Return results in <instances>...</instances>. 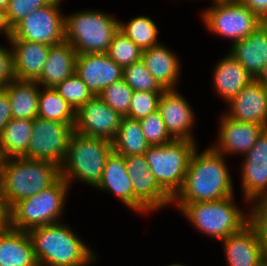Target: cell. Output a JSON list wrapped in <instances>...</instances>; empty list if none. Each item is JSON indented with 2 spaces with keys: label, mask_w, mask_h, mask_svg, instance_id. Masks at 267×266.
Returning a JSON list of instances; mask_svg holds the SVG:
<instances>
[{
  "label": "cell",
  "mask_w": 267,
  "mask_h": 266,
  "mask_svg": "<svg viewBox=\"0 0 267 266\" xmlns=\"http://www.w3.org/2000/svg\"><path fill=\"white\" fill-rule=\"evenodd\" d=\"M146 141L152 145L167 144L174 139L166 129L158 110L139 120Z\"/></svg>",
  "instance_id": "36"
},
{
  "label": "cell",
  "mask_w": 267,
  "mask_h": 266,
  "mask_svg": "<svg viewBox=\"0 0 267 266\" xmlns=\"http://www.w3.org/2000/svg\"><path fill=\"white\" fill-rule=\"evenodd\" d=\"M263 245V258L267 260V233H260Z\"/></svg>",
  "instance_id": "45"
},
{
  "label": "cell",
  "mask_w": 267,
  "mask_h": 266,
  "mask_svg": "<svg viewBox=\"0 0 267 266\" xmlns=\"http://www.w3.org/2000/svg\"><path fill=\"white\" fill-rule=\"evenodd\" d=\"M221 243L228 266H255L263 258L261 234L252 219Z\"/></svg>",
  "instance_id": "19"
},
{
  "label": "cell",
  "mask_w": 267,
  "mask_h": 266,
  "mask_svg": "<svg viewBox=\"0 0 267 266\" xmlns=\"http://www.w3.org/2000/svg\"><path fill=\"white\" fill-rule=\"evenodd\" d=\"M15 79L12 47L10 45L8 48L0 44V90L5 89Z\"/></svg>",
  "instance_id": "39"
},
{
  "label": "cell",
  "mask_w": 267,
  "mask_h": 266,
  "mask_svg": "<svg viewBox=\"0 0 267 266\" xmlns=\"http://www.w3.org/2000/svg\"><path fill=\"white\" fill-rule=\"evenodd\" d=\"M197 144L196 141L174 139L167 144L152 145L144 153L155 179L172 198L183 187Z\"/></svg>",
  "instance_id": "8"
},
{
  "label": "cell",
  "mask_w": 267,
  "mask_h": 266,
  "mask_svg": "<svg viewBox=\"0 0 267 266\" xmlns=\"http://www.w3.org/2000/svg\"><path fill=\"white\" fill-rule=\"evenodd\" d=\"M121 119L119 113L95 95L76 111L74 131L85 136L113 141Z\"/></svg>",
  "instance_id": "14"
},
{
  "label": "cell",
  "mask_w": 267,
  "mask_h": 266,
  "mask_svg": "<svg viewBox=\"0 0 267 266\" xmlns=\"http://www.w3.org/2000/svg\"><path fill=\"white\" fill-rule=\"evenodd\" d=\"M167 266H185V265H183V264H178V263L176 264V263H175V264H170V265H167ZM186 266H187V265H186Z\"/></svg>",
  "instance_id": "50"
},
{
  "label": "cell",
  "mask_w": 267,
  "mask_h": 266,
  "mask_svg": "<svg viewBox=\"0 0 267 266\" xmlns=\"http://www.w3.org/2000/svg\"><path fill=\"white\" fill-rule=\"evenodd\" d=\"M112 151V141L74 131L69 139L67 155L60 166V177L70 188L74 180L94 188L101 179L107 157Z\"/></svg>",
  "instance_id": "5"
},
{
  "label": "cell",
  "mask_w": 267,
  "mask_h": 266,
  "mask_svg": "<svg viewBox=\"0 0 267 266\" xmlns=\"http://www.w3.org/2000/svg\"><path fill=\"white\" fill-rule=\"evenodd\" d=\"M63 222L28 231L39 266H91L96 263L99 255Z\"/></svg>",
  "instance_id": "2"
},
{
  "label": "cell",
  "mask_w": 267,
  "mask_h": 266,
  "mask_svg": "<svg viewBox=\"0 0 267 266\" xmlns=\"http://www.w3.org/2000/svg\"><path fill=\"white\" fill-rule=\"evenodd\" d=\"M255 266H267V260L262 258V260L259 261Z\"/></svg>",
  "instance_id": "49"
},
{
  "label": "cell",
  "mask_w": 267,
  "mask_h": 266,
  "mask_svg": "<svg viewBox=\"0 0 267 266\" xmlns=\"http://www.w3.org/2000/svg\"><path fill=\"white\" fill-rule=\"evenodd\" d=\"M217 141L211 146L224 155H245L255 144L257 138L265 129L254 123L239 122L226 116L220 117Z\"/></svg>",
  "instance_id": "18"
},
{
  "label": "cell",
  "mask_w": 267,
  "mask_h": 266,
  "mask_svg": "<svg viewBox=\"0 0 267 266\" xmlns=\"http://www.w3.org/2000/svg\"><path fill=\"white\" fill-rule=\"evenodd\" d=\"M74 124L37 116L33 119L31 140L23 157L47 160L61 166L68 152L69 139L74 133Z\"/></svg>",
  "instance_id": "12"
},
{
  "label": "cell",
  "mask_w": 267,
  "mask_h": 266,
  "mask_svg": "<svg viewBox=\"0 0 267 266\" xmlns=\"http://www.w3.org/2000/svg\"><path fill=\"white\" fill-rule=\"evenodd\" d=\"M0 266H39L28 231H0Z\"/></svg>",
  "instance_id": "25"
},
{
  "label": "cell",
  "mask_w": 267,
  "mask_h": 266,
  "mask_svg": "<svg viewBox=\"0 0 267 266\" xmlns=\"http://www.w3.org/2000/svg\"><path fill=\"white\" fill-rule=\"evenodd\" d=\"M75 73L87 85L93 95L112 83L123 79V67L115 63L106 53L77 54Z\"/></svg>",
  "instance_id": "16"
},
{
  "label": "cell",
  "mask_w": 267,
  "mask_h": 266,
  "mask_svg": "<svg viewBox=\"0 0 267 266\" xmlns=\"http://www.w3.org/2000/svg\"><path fill=\"white\" fill-rule=\"evenodd\" d=\"M62 0H54L43 8L33 10L12 28L11 39L55 45L65 41V14Z\"/></svg>",
  "instance_id": "11"
},
{
  "label": "cell",
  "mask_w": 267,
  "mask_h": 266,
  "mask_svg": "<svg viewBox=\"0 0 267 266\" xmlns=\"http://www.w3.org/2000/svg\"><path fill=\"white\" fill-rule=\"evenodd\" d=\"M119 21L103 10L69 13L65 15V41L77 54L106 53L119 30Z\"/></svg>",
  "instance_id": "6"
},
{
  "label": "cell",
  "mask_w": 267,
  "mask_h": 266,
  "mask_svg": "<svg viewBox=\"0 0 267 266\" xmlns=\"http://www.w3.org/2000/svg\"><path fill=\"white\" fill-rule=\"evenodd\" d=\"M224 113L233 120L267 128V93L260 79H254L228 102Z\"/></svg>",
  "instance_id": "17"
},
{
  "label": "cell",
  "mask_w": 267,
  "mask_h": 266,
  "mask_svg": "<svg viewBox=\"0 0 267 266\" xmlns=\"http://www.w3.org/2000/svg\"><path fill=\"white\" fill-rule=\"evenodd\" d=\"M162 92L133 91L130 107L126 117L141 120L158 110Z\"/></svg>",
  "instance_id": "37"
},
{
  "label": "cell",
  "mask_w": 267,
  "mask_h": 266,
  "mask_svg": "<svg viewBox=\"0 0 267 266\" xmlns=\"http://www.w3.org/2000/svg\"><path fill=\"white\" fill-rule=\"evenodd\" d=\"M123 79L133 91L163 92L165 89L151 75L142 59L123 68Z\"/></svg>",
  "instance_id": "33"
},
{
  "label": "cell",
  "mask_w": 267,
  "mask_h": 266,
  "mask_svg": "<svg viewBox=\"0 0 267 266\" xmlns=\"http://www.w3.org/2000/svg\"><path fill=\"white\" fill-rule=\"evenodd\" d=\"M107 105L122 117H126L133 96V89L130 88L124 79L105 87L98 95Z\"/></svg>",
  "instance_id": "35"
},
{
  "label": "cell",
  "mask_w": 267,
  "mask_h": 266,
  "mask_svg": "<svg viewBox=\"0 0 267 266\" xmlns=\"http://www.w3.org/2000/svg\"><path fill=\"white\" fill-rule=\"evenodd\" d=\"M4 160H5V157H4L2 150H1V147H0V177H1V173H2Z\"/></svg>",
  "instance_id": "46"
},
{
  "label": "cell",
  "mask_w": 267,
  "mask_h": 266,
  "mask_svg": "<svg viewBox=\"0 0 267 266\" xmlns=\"http://www.w3.org/2000/svg\"><path fill=\"white\" fill-rule=\"evenodd\" d=\"M11 227V209L0 189V231Z\"/></svg>",
  "instance_id": "43"
},
{
  "label": "cell",
  "mask_w": 267,
  "mask_h": 266,
  "mask_svg": "<svg viewBox=\"0 0 267 266\" xmlns=\"http://www.w3.org/2000/svg\"><path fill=\"white\" fill-rule=\"evenodd\" d=\"M55 89L75 111L94 96L87 85L75 72L62 83H59Z\"/></svg>",
  "instance_id": "34"
},
{
  "label": "cell",
  "mask_w": 267,
  "mask_h": 266,
  "mask_svg": "<svg viewBox=\"0 0 267 266\" xmlns=\"http://www.w3.org/2000/svg\"><path fill=\"white\" fill-rule=\"evenodd\" d=\"M158 29L154 20L146 15L136 16L126 23L119 21V30L142 50L161 43L158 40Z\"/></svg>",
  "instance_id": "31"
},
{
  "label": "cell",
  "mask_w": 267,
  "mask_h": 266,
  "mask_svg": "<svg viewBox=\"0 0 267 266\" xmlns=\"http://www.w3.org/2000/svg\"><path fill=\"white\" fill-rule=\"evenodd\" d=\"M32 131L33 119L12 118L0 134L4 157H23L28 151Z\"/></svg>",
  "instance_id": "28"
},
{
  "label": "cell",
  "mask_w": 267,
  "mask_h": 266,
  "mask_svg": "<svg viewBox=\"0 0 267 266\" xmlns=\"http://www.w3.org/2000/svg\"><path fill=\"white\" fill-rule=\"evenodd\" d=\"M70 190V185L60 177L47 189L17 202L11 208V227L29 231L61 222Z\"/></svg>",
  "instance_id": "7"
},
{
  "label": "cell",
  "mask_w": 267,
  "mask_h": 266,
  "mask_svg": "<svg viewBox=\"0 0 267 266\" xmlns=\"http://www.w3.org/2000/svg\"><path fill=\"white\" fill-rule=\"evenodd\" d=\"M212 6L202 10L201 21L218 37L232 45L253 33L263 21L239 0H212Z\"/></svg>",
  "instance_id": "9"
},
{
  "label": "cell",
  "mask_w": 267,
  "mask_h": 266,
  "mask_svg": "<svg viewBox=\"0 0 267 266\" xmlns=\"http://www.w3.org/2000/svg\"><path fill=\"white\" fill-rule=\"evenodd\" d=\"M212 70L213 88L225 102L236 96L247 84L254 80L229 52L219 59Z\"/></svg>",
  "instance_id": "23"
},
{
  "label": "cell",
  "mask_w": 267,
  "mask_h": 266,
  "mask_svg": "<svg viewBox=\"0 0 267 266\" xmlns=\"http://www.w3.org/2000/svg\"><path fill=\"white\" fill-rule=\"evenodd\" d=\"M38 117L62 123H75L76 111L55 88L42 87L39 93Z\"/></svg>",
  "instance_id": "30"
},
{
  "label": "cell",
  "mask_w": 267,
  "mask_h": 266,
  "mask_svg": "<svg viewBox=\"0 0 267 266\" xmlns=\"http://www.w3.org/2000/svg\"><path fill=\"white\" fill-rule=\"evenodd\" d=\"M0 35H3L7 41H9L12 36V28L9 26L5 16V10L2 8H0Z\"/></svg>",
  "instance_id": "44"
},
{
  "label": "cell",
  "mask_w": 267,
  "mask_h": 266,
  "mask_svg": "<svg viewBox=\"0 0 267 266\" xmlns=\"http://www.w3.org/2000/svg\"><path fill=\"white\" fill-rule=\"evenodd\" d=\"M193 110L178 89L164 90L159 98L158 111L167 131L175 140L196 141L192 130L197 122Z\"/></svg>",
  "instance_id": "15"
},
{
  "label": "cell",
  "mask_w": 267,
  "mask_h": 266,
  "mask_svg": "<svg viewBox=\"0 0 267 266\" xmlns=\"http://www.w3.org/2000/svg\"><path fill=\"white\" fill-rule=\"evenodd\" d=\"M242 157L240 186L243 199L251 207L259 198L267 195V128Z\"/></svg>",
  "instance_id": "13"
},
{
  "label": "cell",
  "mask_w": 267,
  "mask_h": 266,
  "mask_svg": "<svg viewBox=\"0 0 267 266\" xmlns=\"http://www.w3.org/2000/svg\"><path fill=\"white\" fill-rule=\"evenodd\" d=\"M8 43L12 47L16 80L36 81L42 73L51 45L22 39H10Z\"/></svg>",
  "instance_id": "21"
},
{
  "label": "cell",
  "mask_w": 267,
  "mask_h": 266,
  "mask_svg": "<svg viewBox=\"0 0 267 266\" xmlns=\"http://www.w3.org/2000/svg\"><path fill=\"white\" fill-rule=\"evenodd\" d=\"M95 188L113 194L133 211V187L123 155L112 151L107 157L101 179Z\"/></svg>",
  "instance_id": "24"
},
{
  "label": "cell",
  "mask_w": 267,
  "mask_h": 266,
  "mask_svg": "<svg viewBox=\"0 0 267 266\" xmlns=\"http://www.w3.org/2000/svg\"><path fill=\"white\" fill-rule=\"evenodd\" d=\"M76 56L75 49L67 41L51 45L42 73L36 82L41 87L55 88L75 72Z\"/></svg>",
  "instance_id": "26"
},
{
  "label": "cell",
  "mask_w": 267,
  "mask_h": 266,
  "mask_svg": "<svg viewBox=\"0 0 267 266\" xmlns=\"http://www.w3.org/2000/svg\"><path fill=\"white\" fill-rule=\"evenodd\" d=\"M235 199L234 195L215 201L172 203V206L175 205L198 232L221 241L238 232L252 218L251 207L248 212L240 209Z\"/></svg>",
  "instance_id": "4"
},
{
  "label": "cell",
  "mask_w": 267,
  "mask_h": 266,
  "mask_svg": "<svg viewBox=\"0 0 267 266\" xmlns=\"http://www.w3.org/2000/svg\"><path fill=\"white\" fill-rule=\"evenodd\" d=\"M251 216L260 233H267V195L259 198L251 206Z\"/></svg>",
  "instance_id": "40"
},
{
  "label": "cell",
  "mask_w": 267,
  "mask_h": 266,
  "mask_svg": "<svg viewBox=\"0 0 267 266\" xmlns=\"http://www.w3.org/2000/svg\"><path fill=\"white\" fill-rule=\"evenodd\" d=\"M9 4V0H0V8L5 10L7 8V5Z\"/></svg>",
  "instance_id": "47"
},
{
  "label": "cell",
  "mask_w": 267,
  "mask_h": 266,
  "mask_svg": "<svg viewBox=\"0 0 267 266\" xmlns=\"http://www.w3.org/2000/svg\"><path fill=\"white\" fill-rule=\"evenodd\" d=\"M226 157L211 145L199 153L193 152L185 181L172 203H194L234 196V185Z\"/></svg>",
  "instance_id": "1"
},
{
  "label": "cell",
  "mask_w": 267,
  "mask_h": 266,
  "mask_svg": "<svg viewBox=\"0 0 267 266\" xmlns=\"http://www.w3.org/2000/svg\"><path fill=\"white\" fill-rule=\"evenodd\" d=\"M260 80L262 81V83H263V85H264V87H265V89H266V93H267V73H266V75H265L264 77H262Z\"/></svg>",
  "instance_id": "48"
},
{
  "label": "cell",
  "mask_w": 267,
  "mask_h": 266,
  "mask_svg": "<svg viewBox=\"0 0 267 266\" xmlns=\"http://www.w3.org/2000/svg\"><path fill=\"white\" fill-rule=\"evenodd\" d=\"M60 178V166L47 160L5 158L0 189L10 209L19 201L53 185Z\"/></svg>",
  "instance_id": "3"
},
{
  "label": "cell",
  "mask_w": 267,
  "mask_h": 266,
  "mask_svg": "<svg viewBox=\"0 0 267 266\" xmlns=\"http://www.w3.org/2000/svg\"><path fill=\"white\" fill-rule=\"evenodd\" d=\"M106 54L121 67L129 66L142 58V49L120 30L114 35Z\"/></svg>",
  "instance_id": "32"
},
{
  "label": "cell",
  "mask_w": 267,
  "mask_h": 266,
  "mask_svg": "<svg viewBox=\"0 0 267 266\" xmlns=\"http://www.w3.org/2000/svg\"><path fill=\"white\" fill-rule=\"evenodd\" d=\"M10 101L12 118L38 116L40 85L36 81L12 80L4 89Z\"/></svg>",
  "instance_id": "27"
},
{
  "label": "cell",
  "mask_w": 267,
  "mask_h": 266,
  "mask_svg": "<svg viewBox=\"0 0 267 266\" xmlns=\"http://www.w3.org/2000/svg\"><path fill=\"white\" fill-rule=\"evenodd\" d=\"M124 159L133 187V211L149 214L172 205L173 198L159 185L144 155Z\"/></svg>",
  "instance_id": "10"
},
{
  "label": "cell",
  "mask_w": 267,
  "mask_h": 266,
  "mask_svg": "<svg viewBox=\"0 0 267 266\" xmlns=\"http://www.w3.org/2000/svg\"><path fill=\"white\" fill-rule=\"evenodd\" d=\"M229 53L253 79L264 77L267 73V22H263L249 36L231 45Z\"/></svg>",
  "instance_id": "20"
},
{
  "label": "cell",
  "mask_w": 267,
  "mask_h": 266,
  "mask_svg": "<svg viewBox=\"0 0 267 266\" xmlns=\"http://www.w3.org/2000/svg\"><path fill=\"white\" fill-rule=\"evenodd\" d=\"M142 61L151 75L165 89H177L181 61L175 51L160 43L142 50Z\"/></svg>",
  "instance_id": "22"
},
{
  "label": "cell",
  "mask_w": 267,
  "mask_h": 266,
  "mask_svg": "<svg viewBox=\"0 0 267 266\" xmlns=\"http://www.w3.org/2000/svg\"><path fill=\"white\" fill-rule=\"evenodd\" d=\"M253 11L263 22H267V0H239Z\"/></svg>",
  "instance_id": "42"
},
{
  "label": "cell",
  "mask_w": 267,
  "mask_h": 266,
  "mask_svg": "<svg viewBox=\"0 0 267 266\" xmlns=\"http://www.w3.org/2000/svg\"><path fill=\"white\" fill-rule=\"evenodd\" d=\"M112 142L113 151L123 156L144 155L150 147L139 120L128 117H122L117 135Z\"/></svg>",
  "instance_id": "29"
},
{
  "label": "cell",
  "mask_w": 267,
  "mask_h": 266,
  "mask_svg": "<svg viewBox=\"0 0 267 266\" xmlns=\"http://www.w3.org/2000/svg\"><path fill=\"white\" fill-rule=\"evenodd\" d=\"M54 0H9L5 16L11 28L33 10L43 8Z\"/></svg>",
  "instance_id": "38"
},
{
  "label": "cell",
  "mask_w": 267,
  "mask_h": 266,
  "mask_svg": "<svg viewBox=\"0 0 267 266\" xmlns=\"http://www.w3.org/2000/svg\"><path fill=\"white\" fill-rule=\"evenodd\" d=\"M12 119L11 106L7 92L0 90V134Z\"/></svg>",
  "instance_id": "41"
}]
</instances>
